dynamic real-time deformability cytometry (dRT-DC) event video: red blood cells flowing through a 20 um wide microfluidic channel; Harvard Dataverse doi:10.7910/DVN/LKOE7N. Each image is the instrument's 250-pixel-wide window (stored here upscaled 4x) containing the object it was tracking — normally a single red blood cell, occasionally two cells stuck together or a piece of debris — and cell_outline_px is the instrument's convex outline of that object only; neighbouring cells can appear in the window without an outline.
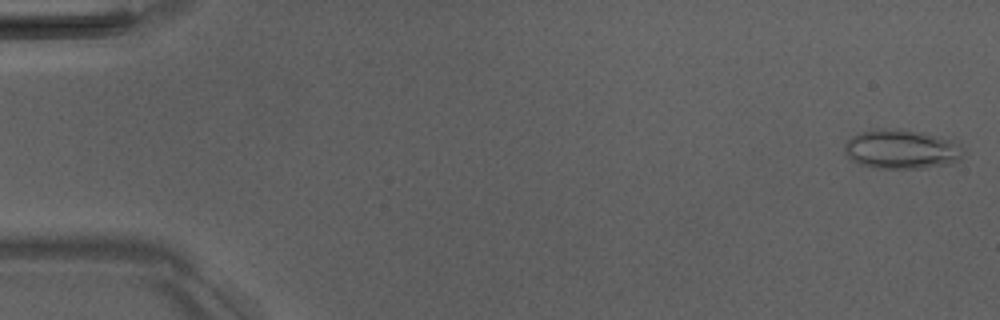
{"species": "Egyptian fruit bat (a non-hibernating species)", "species_latin": "Rousettus aegyptiacus", "temperature_condition": "room temperature", "stored_images_in_passage": 5, "camera_frame_rate_fps": 3000, "um_per_image_px": 0.085, "animal": {"sex": "male"}, "frame": {"image": 1, "passage_image": 1, "time_ms": 0.0, "image_size_px": [1000, 320], "cell_outline_px": [[960, 160], [952, 164], [924, 168], [876, 168], [860, 164], [852, 160], [844, 152], [844, 140], [860, 132], [872, 128], [904, 128], [924, 132], [960, 140]], "centroid_in_image_um": [76.63, 12.65], "position_along_channel_um": 8.4, "area_um2": 28.03}}